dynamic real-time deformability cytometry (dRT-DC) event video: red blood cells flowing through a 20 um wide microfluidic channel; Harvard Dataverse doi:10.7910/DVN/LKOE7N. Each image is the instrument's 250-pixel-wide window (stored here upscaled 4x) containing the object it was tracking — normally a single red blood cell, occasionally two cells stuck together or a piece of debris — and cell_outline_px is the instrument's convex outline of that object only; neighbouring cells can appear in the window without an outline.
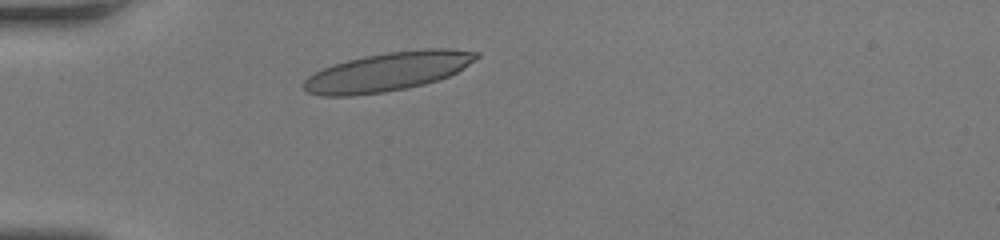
{"species": "human", "species_latin": "Homo sapiens", "temperature_condition": "room temperature", "stored_images_in_passage": 32, "camera_frame_rate_fps": 3000, "um_per_image_px": 0.085, "donor": {"sex": "female"}, "frame": {"image": 1, "passage_image": 1, "time_ms": 0.0, "image_size_px": [1000, 240], "cell_outline_px": [[480, 56], [456, 72], [448, 76], [424, 84], [408, 88], [384, 92], [352, 96], [324, 96], [308, 92], [304, 88], [304, 80], [308, 76], [332, 64], [348, 60], [388, 52], [424, 48], [448, 48], [480, 52]], "centroid_in_image_um": [32.97, 6.09], "position_along_channel_um": 52.0, "area_um2": 38.78}}
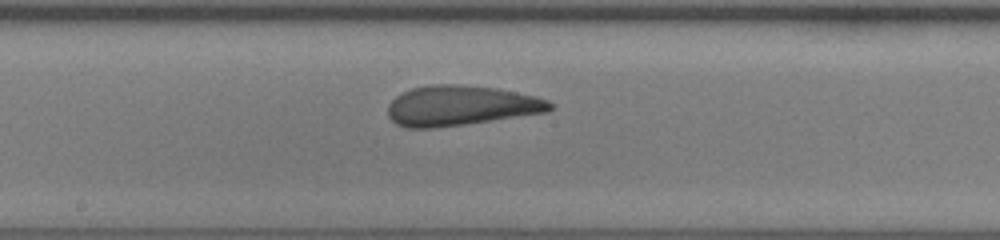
{"frame": {"image": 2, "passage_image": 14, "time_ms": 4.333, "image_size_px": [1000, 240], "cell_outline_px": [[552, 108], [548, 112], [464, 124], [432, 128], [404, 128], [396, 124], [388, 116], [388, 104], [400, 92], [412, 88], [432, 84], [460, 84], [500, 88], [536, 96], [548, 100], [552, 104]], "centroid_in_image_um": [39.14, 8.97], "position_along_channel_um": 209.1, "area_um2": 38.09}}
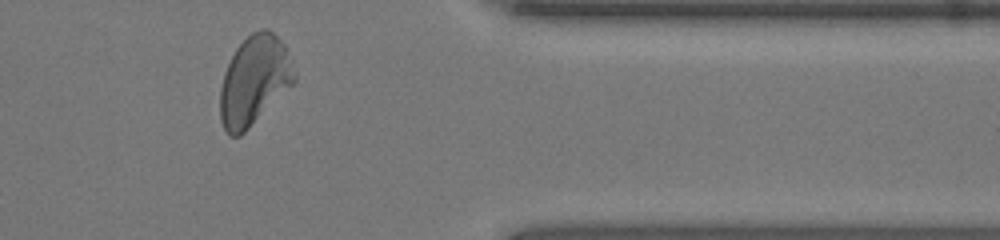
{"frame": {"image": 3, "passage_image": 28, "time_ms": 9.0, "image_size_px": [1000, 240], "cell_outline_px": [[296, 80], [240, 136], [228, 136], [220, 120], [220, 88], [224, 72], [236, 48], [252, 32], [260, 28], [268, 28], [284, 44], [296, 76]], "centroid_in_image_um": [21.58, 6.84], "position_along_channel_um": 389.8, "area_um2": 38.03}, "authors_computed_cell_mechanics": {"area_um2": 37.2521, "velocity_mm_per_s": 4.1479, "shape_relaxation_time_tau1_ms": null, "shape_relaxation_time_tau2_ms": 1.1609, "deformation_change_tau1": null, "deformation_change_tau2": 0.077}}